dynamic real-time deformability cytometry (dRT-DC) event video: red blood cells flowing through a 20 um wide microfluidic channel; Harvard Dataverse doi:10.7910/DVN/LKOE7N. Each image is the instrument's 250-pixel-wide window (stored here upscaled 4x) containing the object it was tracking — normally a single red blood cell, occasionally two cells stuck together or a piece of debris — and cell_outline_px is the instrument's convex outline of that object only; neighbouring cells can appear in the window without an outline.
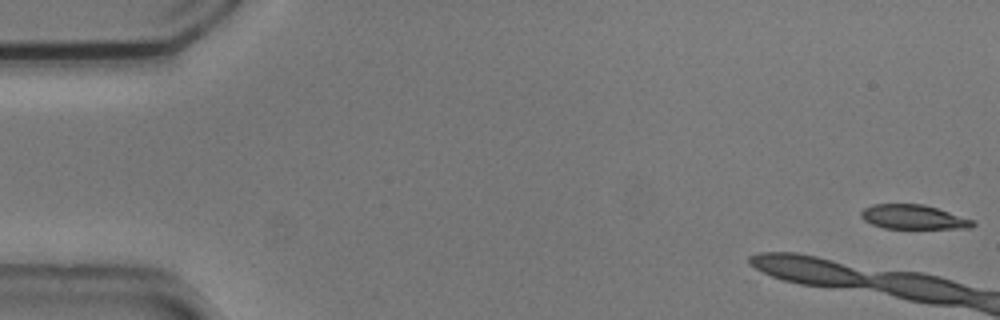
{"species": "common noctule bat (a hibernating species)", "species_latin": "Nyctalus noctula", "temperature_condition": "cold", "stored_images_in_passage": 7, "camera_frame_rate_fps": 3000, "um_per_image_px": 0.085, "animal": {"sex": "male", "body_mass_g": 20.5, "forearm_length_mm": 52.5}, "frame": {"image": 1, "passage_image": 1, "time_ms": 0.0, "image_size_px": [1000, 320], "cell_outline_px": [[976, 224], [972, 228], [884, 228], [872, 224], [864, 220], [860, 216], [860, 212], [864, 208], [872, 204], [924, 204], [976, 220]], "centroid_in_image_um": [77.66, 18.44], "position_along_channel_um": 7.3, "area_um2": 15.95}}